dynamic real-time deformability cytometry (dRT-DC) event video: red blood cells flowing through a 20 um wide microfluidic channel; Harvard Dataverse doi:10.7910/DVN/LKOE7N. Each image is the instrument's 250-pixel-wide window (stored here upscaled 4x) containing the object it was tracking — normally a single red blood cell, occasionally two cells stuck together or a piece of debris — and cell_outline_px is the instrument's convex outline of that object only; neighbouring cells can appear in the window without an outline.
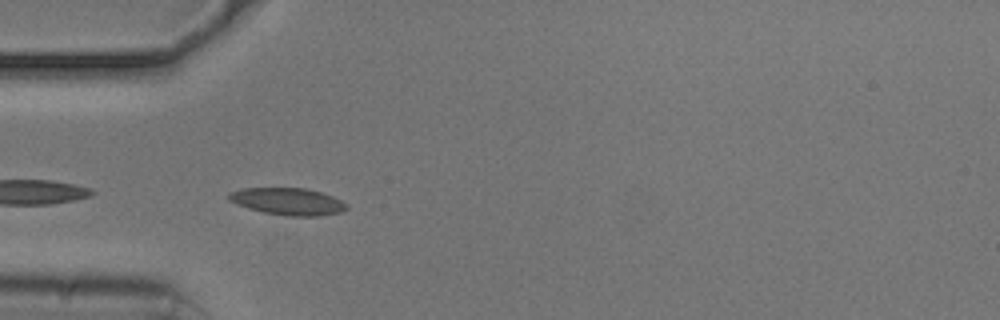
{"species": "common noctule bat (a hibernating species)", "species_latin": "Nyctalus noctula", "temperature_condition": "cold", "stored_images_in_passage": 5, "camera_frame_rate_fps": 3000, "um_per_image_px": 0.085, "animal": {"sex": "male", "body_mass_g": 20.5, "forearm_length_mm": 52.5}, "frame": {"image": 1, "passage_image": 2, "time_ms": 0.333, "image_size_px": [1000, 320], "cell_outline_px": [[348, 208], [340, 212], [320, 216], [288, 216], [264, 212], [248, 208], [228, 200], [228, 192], [244, 188], [308, 188], [332, 196], [348, 204]], "centroid_in_image_um": [24.47, 17.12], "position_along_channel_um": 60.5, "area_um2": 18.55}}